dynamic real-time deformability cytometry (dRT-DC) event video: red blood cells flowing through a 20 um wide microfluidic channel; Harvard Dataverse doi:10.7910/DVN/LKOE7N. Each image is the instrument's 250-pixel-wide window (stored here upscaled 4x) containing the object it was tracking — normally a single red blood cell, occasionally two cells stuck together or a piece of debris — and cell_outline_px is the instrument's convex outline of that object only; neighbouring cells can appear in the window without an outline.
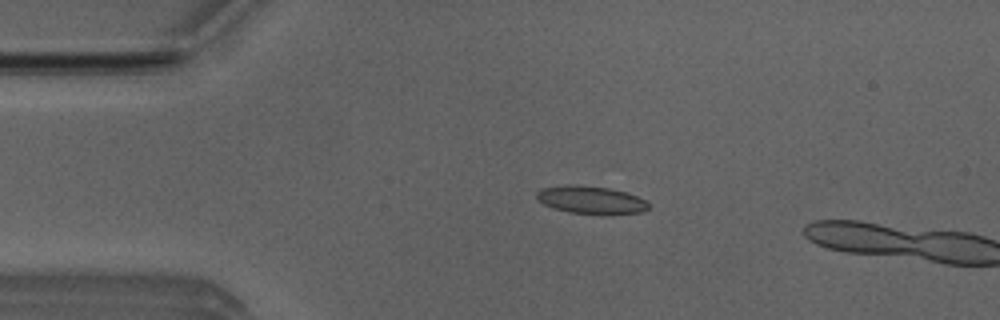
{"species": "Egyptian fruit bat (a non-hibernating species)", "species_latin": "Rousettus aegyptiacus", "temperature_condition": "room temperature", "stored_images_in_passage": 13, "camera_frame_rate_fps": 3000, "um_per_image_px": 0.085, "animal": {"sex": "male"}, "frame": {"image": 1, "passage_image": 11, "time_ms": 3.333, "image_size_px": [1000, 320], "cell_outline_px": [[648, 208], [640, 212], [568, 212], [552, 208], [544, 204], [536, 196], [536, 192], [540, 188], [568, 184], [576, 184], [612, 188], [636, 196], [644, 200], [648, 204]], "centroid_in_image_um": [50.13, 16.94], "position_along_channel_um": 34.9, "area_um2": 17.46}}